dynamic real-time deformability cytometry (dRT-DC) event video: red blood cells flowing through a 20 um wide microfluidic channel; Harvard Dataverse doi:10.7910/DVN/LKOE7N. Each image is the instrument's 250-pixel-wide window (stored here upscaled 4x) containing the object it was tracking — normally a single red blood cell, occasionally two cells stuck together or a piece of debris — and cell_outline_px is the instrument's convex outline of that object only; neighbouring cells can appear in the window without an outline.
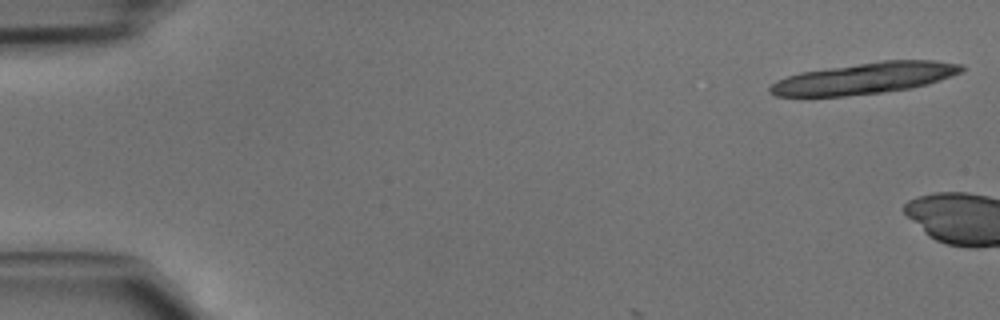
{"species": "common noctule bat (a hibernating species)", "species_latin": "Nyctalus noctula", "temperature_condition": "cold", "stored_images_in_passage": 3, "camera_frame_rate_fps": 3000, "um_per_image_px": 0.085, "animal": {"sex": "male", "body_mass_g": 15.6}, "frame": {"image": 1, "passage_image": 1, "time_ms": 0.0, "image_size_px": [1000, 320], "cell_outline_px": [[964, 68], [960, 72], [940, 80], [928, 84], [908, 88], [884, 92], [844, 96], [776, 96], [768, 92], [768, 88], [776, 80], [800, 72], [880, 60], [932, 60], [964, 64]], "centroid_in_image_um": [73.48, 6.65], "position_along_channel_um": 11.5, "area_um2": 34.85}}